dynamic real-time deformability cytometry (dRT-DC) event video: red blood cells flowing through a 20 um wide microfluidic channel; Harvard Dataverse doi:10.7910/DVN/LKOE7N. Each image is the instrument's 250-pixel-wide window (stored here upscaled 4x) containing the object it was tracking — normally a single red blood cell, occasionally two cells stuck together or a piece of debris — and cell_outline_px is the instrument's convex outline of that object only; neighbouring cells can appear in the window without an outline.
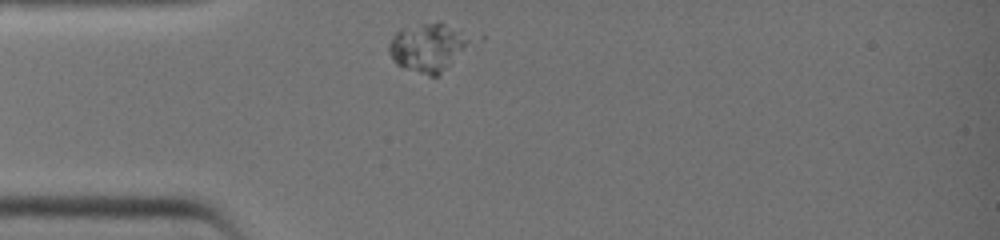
{"species": "common noctule bat (a hibernating species)", "species_latin": "Nyctalus noctula", "temperature_condition": "warm", "stored_images_in_passage": 26, "camera_frame_rate_fps": 3000, "um_per_image_px": 0.085, "animal": {"sex": "female", "body_mass_g": 19.0, "forearm_length_mm": 51.5}, "frame": {"image": 1, "passage_image": 1, "time_ms": 0.0, "image_size_px": [1000, 240], "cell_outline_px": [[464, 44], [440, 72], [436, 76], [432, 76], [404, 68], [396, 64], [388, 52], [388, 44], [392, 36], [396, 32], [404, 28], [424, 24], [444, 24], [456, 32], [464, 40]], "centroid_in_image_um": [36.11, 4.06], "position_along_channel_um": 48.9, "area_um2": 20.52}}
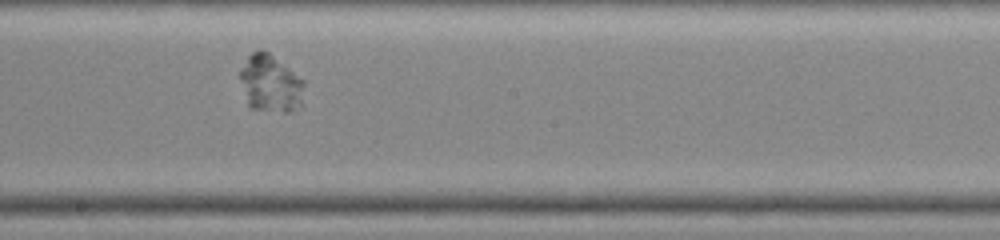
{"frame": {"image": 2, "passage_image": 13, "time_ms": 4.0, "image_size_px": [1000, 240], "cell_outline_px": [[304, 104], [292, 112], [284, 112], [252, 108], [248, 104], [240, 76], [240, 72], [248, 56], [252, 52], [268, 52], [304, 80]], "centroid_in_image_um": [23.05, 7.14], "position_along_channel_um": 225.1, "area_um2": 21.1}}
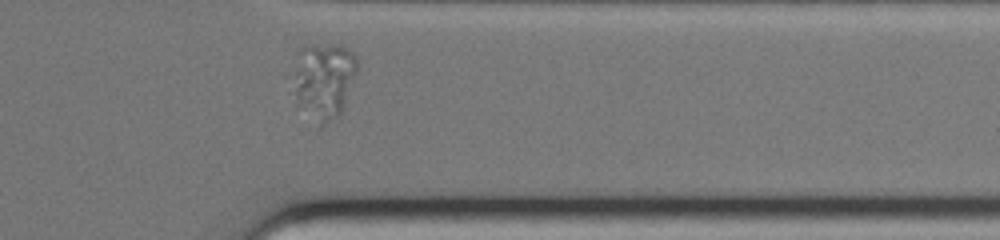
{"frame": {"image": 3, "passage_image": 23, "time_ms": 7.333, "image_size_px": [1000, 240], "cell_outline_px": [[356, 72], [340, 112], [320, 128], [288, 92], [300, 48], [304, 44], [340, 44], [348, 48], [356, 56]], "centroid_in_image_um": [27.43, 6.79], "position_along_channel_um": 384.0, "area_um2": 28.9}}